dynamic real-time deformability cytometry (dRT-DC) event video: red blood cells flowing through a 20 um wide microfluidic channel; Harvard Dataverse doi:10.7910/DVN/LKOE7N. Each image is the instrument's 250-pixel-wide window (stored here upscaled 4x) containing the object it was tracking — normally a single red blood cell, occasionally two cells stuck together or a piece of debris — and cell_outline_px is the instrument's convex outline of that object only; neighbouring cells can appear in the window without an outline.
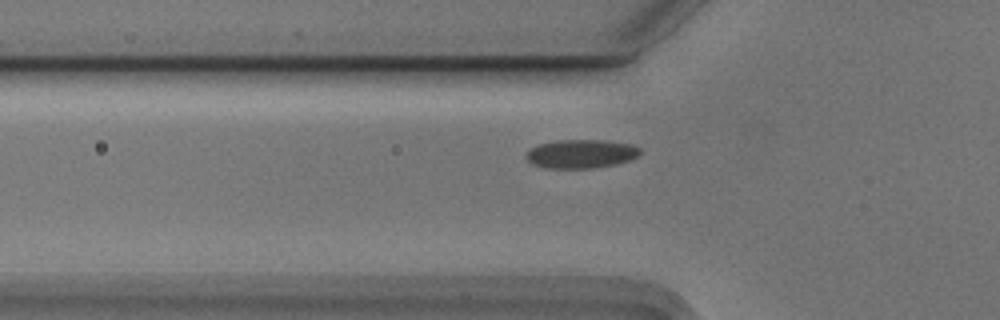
{"species": "Egyptian fruit bat (a non-hibernating species)", "species_latin": "Rousettus aegyptiacus", "temperature_condition": "cold", "stored_images_in_passage": 41, "camera_frame_rate_fps": 3000, "um_per_image_px": 0.085, "animal": {"sex": "male"}, "frame": {"image": 1, "passage_image": 4, "time_ms": 1.0, "image_size_px": [1000, 320], "cell_outline_px": [[640, 152], [636, 156], [628, 160], [616, 164], [596, 168], [548, 168], [532, 164], [524, 156], [536, 144], [556, 140], [604, 140], [632, 144], [640, 148]], "centroid_in_image_um": [49.37, 13.07], "position_along_channel_um": 76.4, "area_um2": 19.07}}
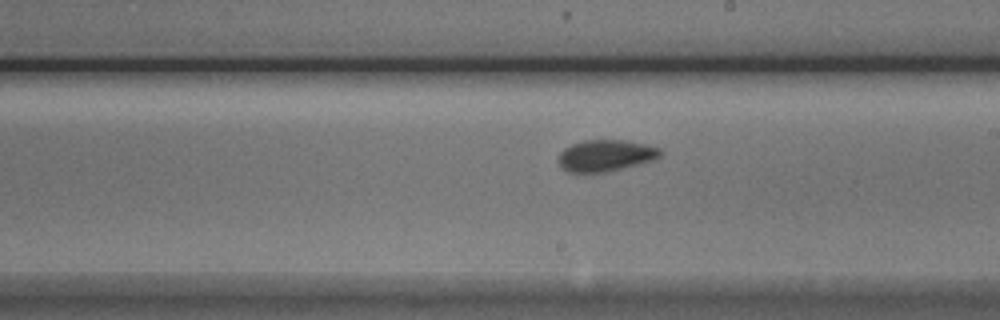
{"frame": {"image": 2, "passage_image": 17, "time_ms": 5.333, "image_size_px": [1000, 320], "cell_outline_px": [[664, 152], [660, 156], [652, 160], [640, 164], [608, 172], [568, 172], [556, 160], [556, 156], [564, 148], [572, 144], [584, 140], [624, 140], [644, 144], [660, 148]], "centroid_in_image_um": [51.47, 13.22], "position_along_channel_um": 237.5, "area_um2": 18.84}}
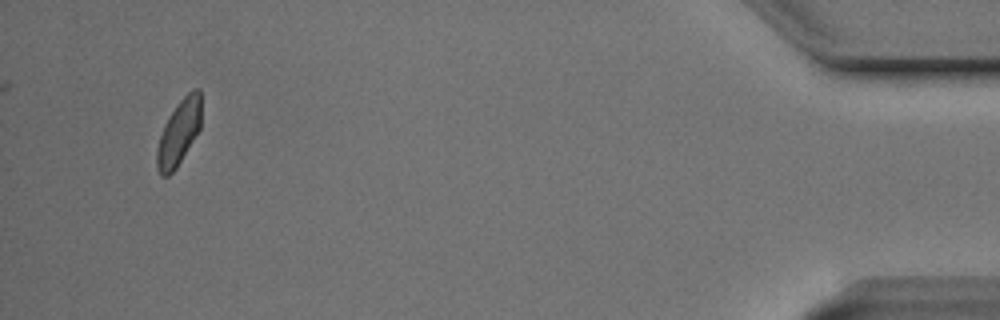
{"frame": {"image": 3, "passage_image": 38, "time_ms": 12.333, "image_size_px": [1000, 320], "cell_outline_px": [[200, 128], [176, 168], [168, 176], [160, 176], [156, 168], [156, 148], [164, 124], [176, 104], [192, 88], [200, 88]], "centroid_in_image_um": [15.17, 11.27], "position_along_channel_um": 420.0, "area_um2": 16.82}, "authors_computed_cell_mechanics": {"area_um2": 17.918, "velocity_mm_per_s": 3.719, "shape_relaxation_time_tau1_ms": 6.2737, "shape_relaxation_time_tau2_ms": 1.3142, "deformation_change_tau1": 0.1478, "deformation_change_tau2": 0.0579}}